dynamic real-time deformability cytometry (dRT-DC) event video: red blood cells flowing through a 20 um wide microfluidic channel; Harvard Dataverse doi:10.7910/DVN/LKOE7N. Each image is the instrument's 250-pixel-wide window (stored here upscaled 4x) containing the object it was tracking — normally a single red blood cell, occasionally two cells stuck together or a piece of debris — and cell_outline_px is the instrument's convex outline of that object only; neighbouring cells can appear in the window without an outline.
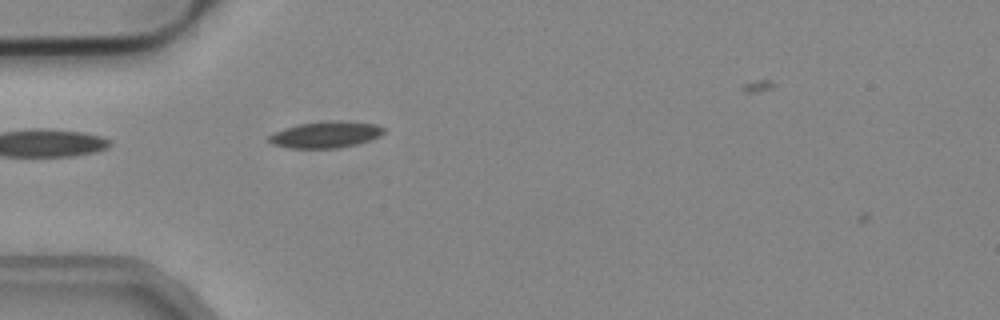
{"species": "common noctule bat (a hibernating species)", "species_latin": "Nyctalus noctula", "temperature_condition": "cold", "stored_images_in_passage": 36, "camera_frame_rate_fps": 3000, "um_per_image_px": 0.085, "animal": {"sex": "male", "body_mass_g": 19.2, "forearm_length_mm": 51.8}, "frame": {"image": 1, "passage_image": 4, "time_ms": 1.0, "image_size_px": [1000, 320], "cell_outline_px": [[384, 132], [380, 136], [356, 144], [336, 148], [292, 148], [272, 144], [268, 140], [268, 136], [284, 128], [300, 124], [376, 124], [384, 128]], "centroid_in_image_um": [27.62, 11.51], "position_along_channel_um": 57.4, "area_um2": 16.3}}
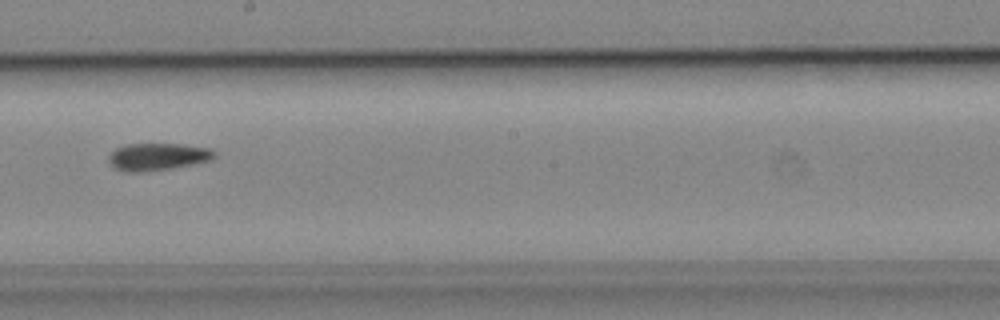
{"frame": {"image": 2, "passage_image": 18, "time_ms": 5.667, "image_size_px": [1000, 320], "cell_outline_px": [[216, 156], [212, 160], [172, 168], [140, 172], [128, 172], [112, 168], [108, 160], [108, 156], [116, 148], [128, 144], [180, 144], [212, 148], [216, 152]], "centroid_in_image_um": [13.41, 13.32], "position_along_channel_um": 234.8, "area_um2": 16.94}}
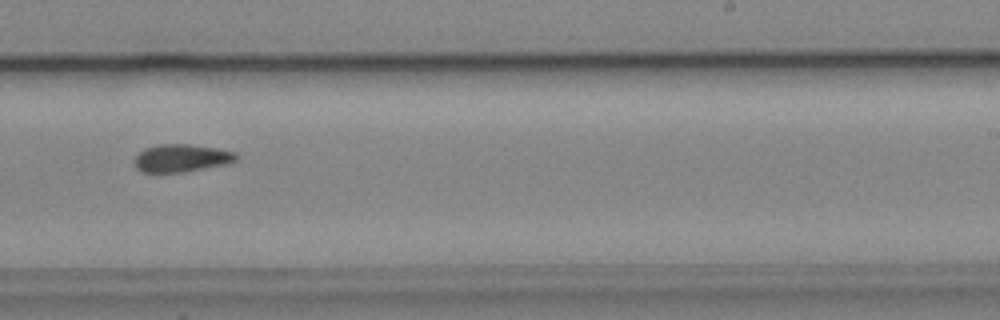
{"frame": {"image": 3, "passage_image": 21, "time_ms": 6.667, "image_size_px": [1000, 320], "cell_outline_px": [[240, 156], [236, 160], [224, 164], [184, 172], [140, 172], [136, 168], [132, 160], [144, 148], [160, 144], [188, 144], [216, 148], [236, 152]], "centroid_in_image_um": [15.39, 13.43], "position_along_channel_um": 273.6, "area_um2": 16.47}}